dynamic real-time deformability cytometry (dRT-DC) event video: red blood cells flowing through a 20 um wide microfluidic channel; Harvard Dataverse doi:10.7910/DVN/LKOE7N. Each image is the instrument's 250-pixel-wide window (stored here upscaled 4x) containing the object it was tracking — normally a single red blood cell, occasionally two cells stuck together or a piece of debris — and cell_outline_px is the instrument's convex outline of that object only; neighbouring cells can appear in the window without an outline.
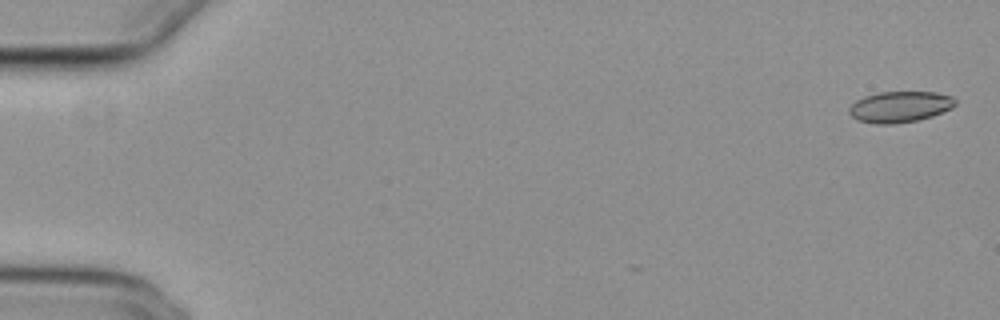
{"species": "common noctule bat (a hibernating species)", "species_latin": "Nyctalus noctula", "temperature_condition": "cold", "stored_images_in_passage": 10, "camera_frame_rate_fps": 3000, "um_per_image_px": 0.085, "animal": {"sex": "female", "body_mass_g": 29.2, "forearm_length_mm": 56.3}, "frame": {"image": 1, "passage_image": 1, "time_ms": 0.0, "image_size_px": [1000, 320], "cell_outline_px": [[956, 104], [952, 108], [932, 116], [916, 120], [892, 124], [876, 124], [860, 120], [852, 116], [848, 112], [848, 108], [856, 100], [864, 96], [880, 92], [936, 92], [952, 96], [956, 100]], "centroid_in_image_um": [76.5, 9.07], "position_along_channel_um": 8.5, "area_um2": 19.13}}